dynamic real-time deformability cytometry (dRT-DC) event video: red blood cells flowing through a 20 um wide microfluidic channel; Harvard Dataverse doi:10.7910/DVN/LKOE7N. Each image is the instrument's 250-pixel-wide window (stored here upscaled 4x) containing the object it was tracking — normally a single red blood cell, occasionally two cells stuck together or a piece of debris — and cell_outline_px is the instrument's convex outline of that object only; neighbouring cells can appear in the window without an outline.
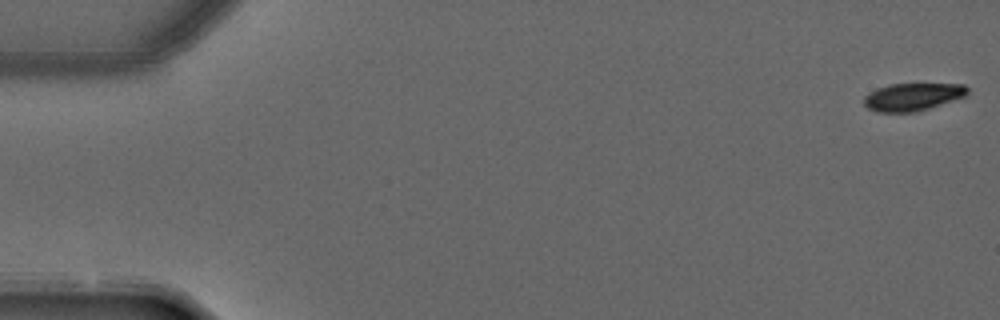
{"species": "common noctule bat (a hibernating species)", "species_latin": "Nyctalus noctula", "temperature_condition": "warm", "stored_images_in_passage": 4, "camera_frame_rate_fps": 3000, "um_per_image_px": 0.085, "animal": {"sex": "male", "forearm_length_mm": 52.5}, "frame": {"image": 1, "passage_image": 1, "time_ms": 0.0, "image_size_px": [1000, 320], "cell_outline_px": [[968, 92], [964, 96], [916, 112], [876, 112], [868, 108], [864, 104], [864, 96], [868, 92], [876, 88], [888, 84], [964, 84], [968, 88]], "centroid_in_image_um": [77.51, 8.22], "position_along_channel_um": 7.5, "area_um2": 16.59}}